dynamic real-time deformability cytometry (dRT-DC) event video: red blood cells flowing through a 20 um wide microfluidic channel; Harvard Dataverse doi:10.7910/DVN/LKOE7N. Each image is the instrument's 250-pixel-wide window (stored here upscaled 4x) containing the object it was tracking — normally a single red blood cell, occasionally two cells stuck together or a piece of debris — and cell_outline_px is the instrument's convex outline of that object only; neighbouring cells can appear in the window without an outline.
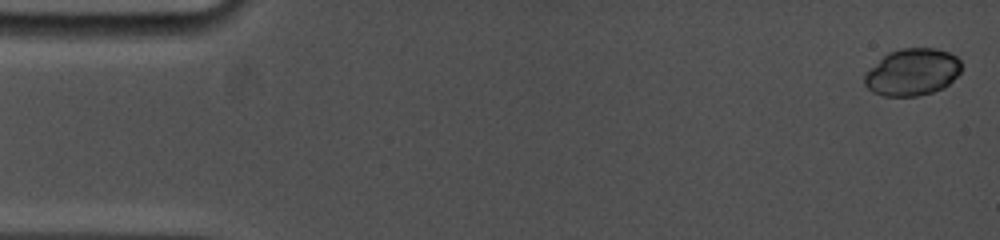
{"species": "common noctule bat (a hibernating species)", "species_latin": "Nyctalus noctula", "temperature_condition": "cold", "stored_images_in_passage": 68, "camera_frame_rate_fps": 5000, "um_per_image_px": 0.085, "animal": {"sex": "female", "body_mass_g": 19.0, "forearm_length_mm": 53.3}, "frame": {"image": 1, "passage_image": 1, "time_ms": 0.0, "image_size_px": [1000, 240], "cell_outline_px": [[960, 72], [944, 88], [932, 92], [916, 96], [884, 96], [872, 92], [864, 84], [864, 72], [888, 52], [900, 48], [936, 48], [948, 52], [956, 56], [960, 60]], "centroid_in_image_um": [77.51, 6.12], "position_along_channel_um": 7.5, "area_um2": 26.65}}
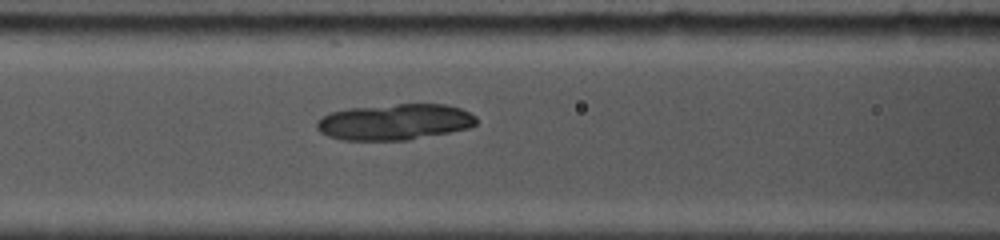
{"frame": {"image": 2, "passage_image": 34, "time_ms": 6.8, "image_size_px": [1000, 240], "cell_outline_px": [[476, 124], [468, 128], [408, 140], [344, 140], [328, 136], [320, 132], [316, 128], [316, 120], [332, 112], [348, 108], [396, 104], [448, 104], [460, 108], [476, 116]], "centroid_in_image_um": [33.53, 10.36], "position_along_channel_um": 133.1, "area_um2": 33.47}}
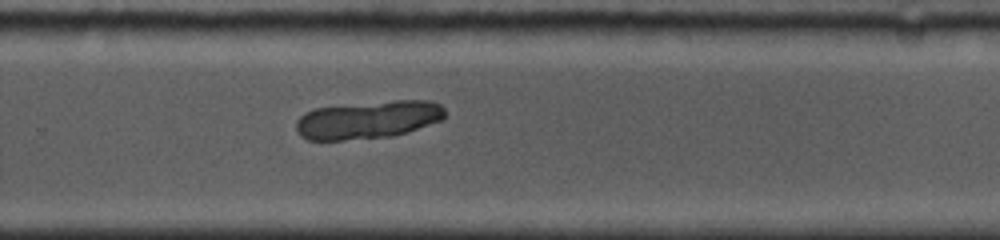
{"frame": {"image": 3, "passage_image": 50, "time_ms": 11.2, "image_size_px": [1000, 240], "cell_outline_px": [[444, 116], [440, 120], [408, 132], [392, 136], [344, 140], [308, 140], [300, 136], [296, 128], [296, 120], [304, 112], [316, 108], [396, 100], [432, 100], [440, 104], [444, 108]], "centroid_in_image_um": [31.27, 10.18], "position_along_channel_um": 298.5, "area_um2": 32.77}}